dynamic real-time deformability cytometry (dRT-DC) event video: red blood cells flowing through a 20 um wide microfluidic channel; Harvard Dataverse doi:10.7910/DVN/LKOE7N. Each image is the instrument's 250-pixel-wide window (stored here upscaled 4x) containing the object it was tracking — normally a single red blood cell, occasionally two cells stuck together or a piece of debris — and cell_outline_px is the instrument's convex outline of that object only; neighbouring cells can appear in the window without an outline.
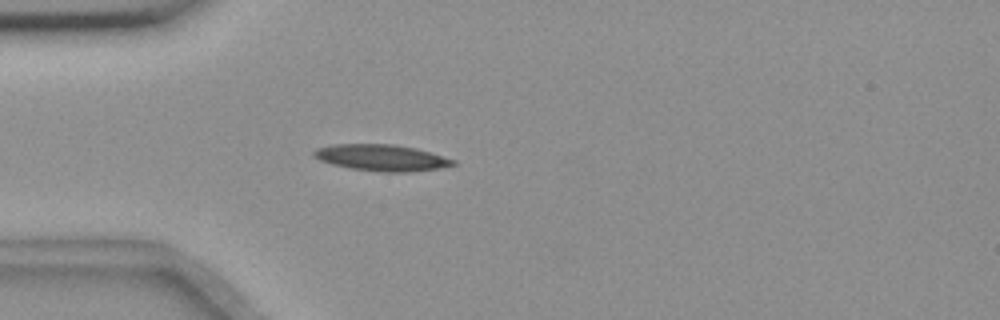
{"species": "common noctule bat (a hibernating species)", "species_latin": "Nyctalus noctula", "temperature_condition": "room temperature", "stored_images_in_passage": 43, "camera_frame_rate_fps": 3000, "um_per_image_px": 0.085, "animal": {"sex": "female", "body_mass_g": 18.4}, "frame": {"image": 1, "passage_image": 3, "time_ms": 0.667, "image_size_px": [1000, 320], "cell_outline_px": [[456, 164], [440, 168], [412, 172], [380, 172], [352, 168], [332, 164], [320, 160], [312, 156], [312, 152], [316, 148], [336, 144], [392, 144], [416, 148], [456, 160]], "centroid_in_image_um": [32.43, 13.4], "position_along_channel_um": 52.6, "area_um2": 21.39}}
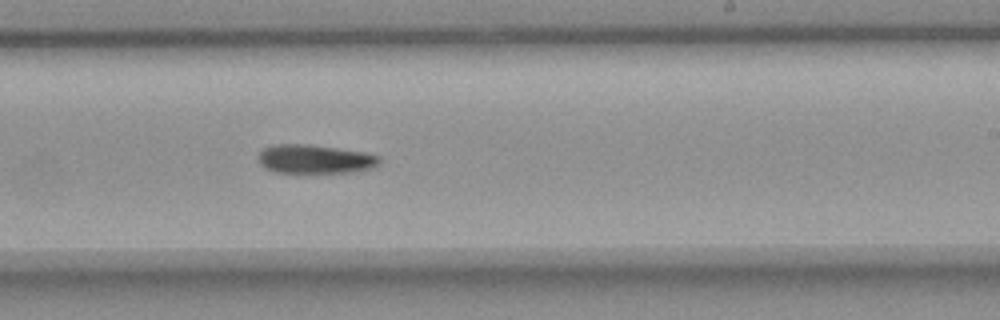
{"frame": {"image": 2, "passage_image": 21, "time_ms": 6.667, "image_size_px": [1000, 320], "cell_outline_px": [[380, 164], [376, 168], [356, 172], [276, 172], [260, 164], [260, 152], [264, 148], [276, 144], [304, 144], [336, 148], [364, 152], [380, 156]], "centroid_in_image_um": [26.86, 13.53], "position_along_channel_um": 262.1, "area_um2": 20.17}}
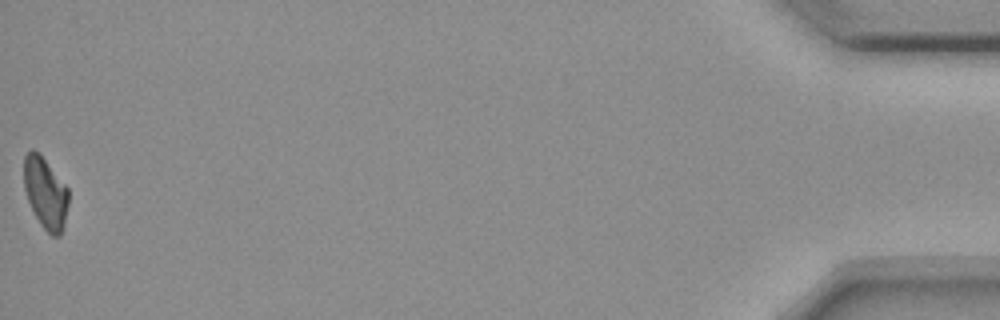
{"frame": {"image": 3, "passage_image": 43, "time_ms": 14.0, "image_size_px": [1000, 320], "cell_outline_px": [[68, 204], [60, 236], [52, 236], [40, 224], [28, 200], [24, 188], [24, 156], [32, 148], [44, 160], [68, 188]], "centroid_in_image_um": [3.85, 16.42], "position_along_channel_um": 431.3, "area_um2": 17.98}, "authors_computed_cell_mechanics": {"area_um2": 20.1722, "velocity_mm_per_s": 3.6568, "shape_relaxation_time_tau1_ms": 8.7243, "shape_relaxation_time_tau2_ms": null, "deformation_change_tau1": 0.1765, "deformation_change_tau2": null}}